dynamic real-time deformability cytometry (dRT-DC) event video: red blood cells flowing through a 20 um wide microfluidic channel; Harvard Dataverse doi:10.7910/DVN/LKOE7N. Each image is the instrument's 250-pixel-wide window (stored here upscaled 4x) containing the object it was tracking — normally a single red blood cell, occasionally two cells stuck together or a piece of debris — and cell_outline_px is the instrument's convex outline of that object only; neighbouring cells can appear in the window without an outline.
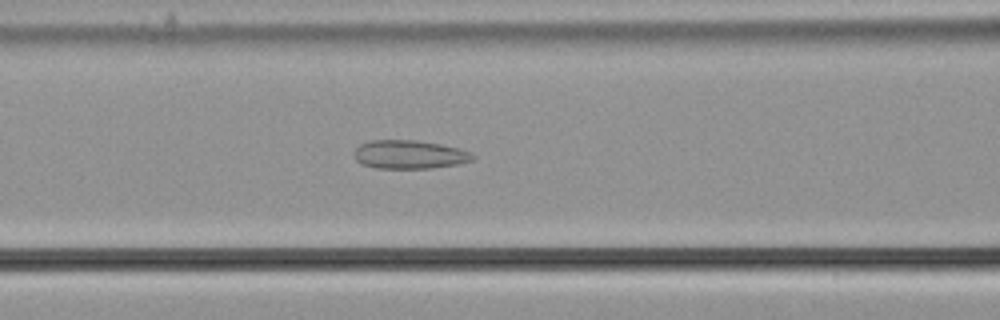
{"species": "common noctule bat (a hibernating species)", "species_latin": "Nyctalus noctula", "temperature_condition": "cold", "stored_images_in_passage": 43, "camera_frame_rate_fps": 3000, "um_per_image_px": 0.085, "animal": {"sex": "male", "body_mass_g": 21.5, "forearm_length_mm": 52.0}, "frame": {"image": 1, "passage_image": 10, "time_ms": 3.0, "image_size_px": [1000, 320], "cell_outline_px": [[476, 156], [472, 160], [456, 164], [432, 168], [376, 168], [360, 164], [352, 156], [356, 148], [360, 144], [368, 140], [416, 140], [440, 144], [460, 148]], "centroid_in_image_um": [34.74, 13.13], "position_along_channel_um": 131.9, "area_um2": 19.83}}
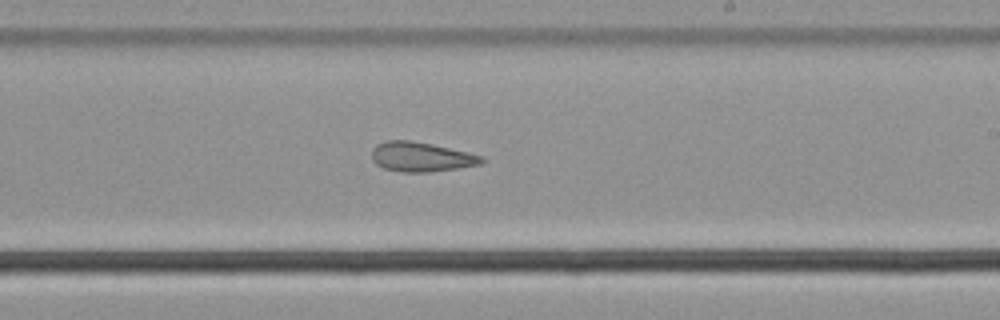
{"frame": {"image": 2, "passage_image": 20, "time_ms": 6.333, "image_size_px": [1000, 320], "cell_outline_px": [[484, 160], [480, 164], [432, 172], [400, 172], [384, 168], [376, 164], [372, 160], [372, 148], [376, 144], [384, 140], [412, 140], [432, 144], [468, 152], [480, 156]], "centroid_in_image_um": [35.73, 13.32], "position_along_channel_um": 253.3, "area_um2": 18.96}}
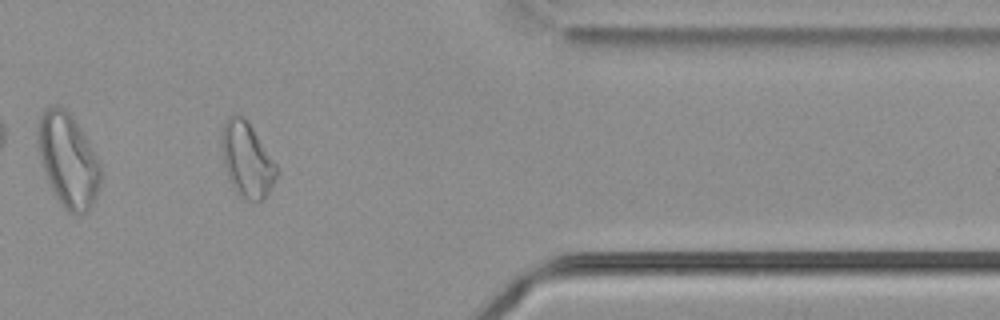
{"frame": {"image": 3, "passage_image": 33, "time_ms": 10.667, "image_size_px": [1000, 320], "cell_outline_px": [[280, 172], [264, 200], [248, 200], [240, 196], [236, 192], [228, 180], [224, 164], [220, 144], [220, 140], [224, 120], [228, 116], [244, 116], [248, 120], [280, 168]], "centroid_in_image_um": [21.0, 13.56], "position_along_channel_um": 390.4, "area_um2": 24.57}, "authors_computed_cell_mechanics": {"area_um2": 20.5768, "velocity_mm_per_s": 3.6458, "shape_relaxation_time_tau1_ms": null, "shape_relaxation_time_tau2_ms": 1.9595, "deformation_change_tau1": null, "deformation_change_tau2": 0.1018}}